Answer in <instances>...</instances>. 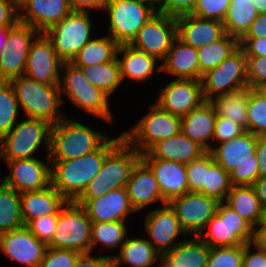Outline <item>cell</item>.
Listing matches in <instances>:
<instances>
[{
  "label": "cell",
  "instance_id": "cell-32",
  "mask_svg": "<svg viewBox=\"0 0 266 267\" xmlns=\"http://www.w3.org/2000/svg\"><path fill=\"white\" fill-rule=\"evenodd\" d=\"M111 265L120 267L121 263L129 267H154V263L160 260V253L152 246L148 239L126 238L120 247L119 255H108Z\"/></svg>",
  "mask_w": 266,
  "mask_h": 267
},
{
  "label": "cell",
  "instance_id": "cell-38",
  "mask_svg": "<svg viewBox=\"0 0 266 267\" xmlns=\"http://www.w3.org/2000/svg\"><path fill=\"white\" fill-rule=\"evenodd\" d=\"M231 187L229 172L215 162L212 154L207 151L205 153V184L199 193L224 202Z\"/></svg>",
  "mask_w": 266,
  "mask_h": 267
},
{
  "label": "cell",
  "instance_id": "cell-23",
  "mask_svg": "<svg viewBox=\"0 0 266 267\" xmlns=\"http://www.w3.org/2000/svg\"><path fill=\"white\" fill-rule=\"evenodd\" d=\"M75 202L84 207L92 222H125L127 215L136 212L130 204L126 188L111 190L95 199Z\"/></svg>",
  "mask_w": 266,
  "mask_h": 267
},
{
  "label": "cell",
  "instance_id": "cell-36",
  "mask_svg": "<svg viewBox=\"0 0 266 267\" xmlns=\"http://www.w3.org/2000/svg\"><path fill=\"white\" fill-rule=\"evenodd\" d=\"M250 88L216 96L211 100L219 116L229 118L247 131V108Z\"/></svg>",
  "mask_w": 266,
  "mask_h": 267
},
{
  "label": "cell",
  "instance_id": "cell-40",
  "mask_svg": "<svg viewBox=\"0 0 266 267\" xmlns=\"http://www.w3.org/2000/svg\"><path fill=\"white\" fill-rule=\"evenodd\" d=\"M76 67L82 70L83 75L91 84L100 88L108 96L111 95L123 81L117 58L110 62L96 64L94 66Z\"/></svg>",
  "mask_w": 266,
  "mask_h": 267
},
{
  "label": "cell",
  "instance_id": "cell-2",
  "mask_svg": "<svg viewBox=\"0 0 266 267\" xmlns=\"http://www.w3.org/2000/svg\"><path fill=\"white\" fill-rule=\"evenodd\" d=\"M257 139L256 135L245 131L209 151L214 161L229 172L232 186H252L259 178L255 154Z\"/></svg>",
  "mask_w": 266,
  "mask_h": 267
},
{
  "label": "cell",
  "instance_id": "cell-12",
  "mask_svg": "<svg viewBox=\"0 0 266 267\" xmlns=\"http://www.w3.org/2000/svg\"><path fill=\"white\" fill-rule=\"evenodd\" d=\"M201 83L205 101L247 88V57L244 50L239 46L216 68L203 74Z\"/></svg>",
  "mask_w": 266,
  "mask_h": 267
},
{
  "label": "cell",
  "instance_id": "cell-56",
  "mask_svg": "<svg viewBox=\"0 0 266 267\" xmlns=\"http://www.w3.org/2000/svg\"><path fill=\"white\" fill-rule=\"evenodd\" d=\"M111 258L109 256H93L90 253H82L78 256L74 267H109Z\"/></svg>",
  "mask_w": 266,
  "mask_h": 267
},
{
  "label": "cell",
  "instance_id": "cell-61",
  "mask_svg": "<svg viewBox=\"0 0 266 267\" xmlns=\"http://www.w3.org/2000/svg\"><path fill=\"white\" fill-rule=\"evenodd\" d=\"M253 243L266 253V231L254 230Z\"/></svg>",
  "mask_w": 266,
  "mask_h": 267
},
{
  "label": "cell",
  "instance_id": "cell-54",
  "mask_svg": "<svg viewBox=\"0 0 266 267\" xmlns=\"http://www.w3.org/2000/svg\"><path fill=\"white\" fill-rule=\"evenodd\" d=\"M255 247V253L250 248ZM242 267H266V253L253 242L243 245Z\"/></svg>",
  "mask_w": 266,
  "mask_h": 267
},
{
  "label": "cell",
  "instance_id": "cell-29",
  "mask_svg": "<svg viewBox=\"0 0 266 267\" xmlns=\"http://www.w3.org/2000/svg\"><path fill=\"white\" fill-rule=\"evenodd\" d=\"M67 200L52 186L38 191L20 193L21 217L26 226L31 220L59 214Z\"/></svg>",
  "mask_w": 266,
  "mask_h": 267
},
{
  "label": "cell",
  "instance_id": "cell-60",
  "mask_svg": "<svg viewBox=\"0 0 266 267\" xmlns=\"http://www.w3.org/2000/svg\"><path fill=\"white\" fill-rule=\"evenodd\" d=\"M252 187L258 197L262 207L266 206V176L259 177L253 184Z\"/></svg>",
  "mask_w": 266,
  "mask_h": 267
},
{
  "label": "cell",
  "instance_id": "cell-5",
  "mask_svg": "<svg viewBox=\"0 0 266 267\" xmlns=\"http://www.w3.org/2000/svg\"><path fill=\"white\" fill-rule=\"evenodd\" d=\"M141 154L123 140L106 158L98 174L76 200H91L111 190L125 188Z\"/></svg>",
  "mask_w": 266,
  "mask_h": 267
},
{
  "label": "cell",
  "instance_id": "cell-19",
  "mask_svg": "<svg viewBox=\"0 0 266 267\" xmlns=\"http://www.w3.org/2000/svg\"><path fill=\"white\" fill-rule=\"evenodd\" d=\"M10 174L2 181L19 193L43 190L51 185V165L38 158L5 161Z\"/></svg>",
  "mask_w": 266,
  "mask_h": 267
},
{
  "label": "cell",
  "instance_id": "cell-26",
  "mask_svg": "<svg viewBox=\"0 0 266 267\" xmlns=\"http://www.w3.org/2000/svg\"><path fill=\"white\" fill-rule=\"evenodd\" d=\"M176 18L177 37L196 49L221 39L225 34L223 22L202 19L191 14Z\"/></svg>",
  "mask_w": 266,
  "mask_h": 267
},
{
  "label": "cell",
  "instance_id": "cell-39",
  "mask_svg": "<svg viewBox=\"0 0 266 267\" xmlns=\"http://www.w3.org/2000/svg\"><path fill=\"white\" fill-rule=\"evenodd\" d=\"M22 226L20 193L0 181V235Z\"/></svg>",
  "mask_w": 266,
  "mask_h": 267
},
{
  "label": "cell",
  "instance_id": "cell-6",
  "mask_svg": "<svg viewBox=\"0 0 266 267\" xmlns=\"http://www.w3.org/2000/svg\"><path fill=\"white\" fill-rule=\"evenodd\" d=\"M61 72L59 84L61 94L65 93L76 107L82 108L85 112L112 122L107 94L91 84L82 70L71 62H63Z\"/></svg>",
  "mask_w": 266,
  "mask_h": 267
},
{
  "label": "cell",
  "instance_id": "cell-4",
  "mask_svg": "<svg viewBox=\"0 0 266 267\" xmlns=\"http://www.w3.org/2000/svg\"><path fill=\"white\" fill-rule=\"evenodd\" d=\"M9 82L27 118L45 120L54 125L65 117L58 108L64 102L60 98L59 85L40 83L25 75L13 78Z\"/></svg>",
  "mask_w": 266,
  "mask_h": 267
},
{
  "label": "cell",
  "instance_id": "cell-41",
  "mask_svg": "<svg viewBox=\"0 0 266 267\" xmlns=\"http://www.w3.org/2000/svg\"><path fill=\"white\" fill-rule=\"evenodd\" d=\"M239 47V40L227 33L215 42L198 48L200 75L216 68Z\"/></svg>",
  "mask_w": 266,
  "mask_h": 267
},
{
  "label": "cell",
  "instance_id": "cell-49",
  "mask_svg": "<svg viewBox=\"0 0 266 267\" xmlns=\"http://www.w3.org/2000/svg\"><path fill=\"white\" fill-rule=\"evenodd\" d=\"M80 254L73 250L48 247L39 267H74Z\"/></svg>",
  "mask_w": 266,
  "mask_h": 267
},
{
  "label": "cell",
  "instance_id": "cell-51",
  "mask_svg": "<svg viewBox=\"0 0 266 267\" xmlns=\"http://www.w3.org/2000/svg\"><path fill=\"white\" fill-rule=\"evenodd\" d=\"M188 189L190 192H199L205 184V154L186 164Z\"/></svg>",
  "mask_w": 266,
  "mask_h": 267
},
{
  "label": "cell",
  "instance_id": "cell-48",
  "mask_svg": "<svg viewBox=\"0 0 266 267\" xmlns=\"http://www.w3.org/2000/svg\"><path fill=\"white\" fill-rule=\"evenodd\" d=\"M246 57L248 87L254 89L266 88V56Z\"/></svg>",
  "mask_w": 266,
  "mask_h": 267
},
{
  "label": "cell",
  "instance_id": "cell-46",
  "mask_svg": "<svg viewBox=\"0 0 266 267\" xmlns=\"http://www.w3.org/2000/svg\"><path fill=\"white\" fill-rule=\"evenodd\" d=\"M230 0H196L190 13L202 19H214L223 22L229 8Z\"/></svg>",
  "mask_w": 266,
  "mask_h": 267
},
{
  "label": "cell",
  "instance_id": "cell-35",
  "mask_svg": "<svg viewBox=\"0 0 266 267\" xmlns=\"http://www.w3.org/2000/svg\"><path fill=\"white\" fill-rule=\"evenodd\" d=\"M258 15L253 0H230L228 12L223 21L225 32L240 40Z\"/></svg>",
  "mask_w": 266,
  "mask_h": 267
},
{
  "label": "cell",
  "instance_id": "cell-42",
  "mask_svg": "<svg viewBox=\"0 0 266 267\" xmlns=\"http://www.w3.org/2000/svg\"><path fill=\"white\" fill-rule=\"evenodd\" d=\"M127 226L125 222H92L90 252L101 243L105 248H116L122 246L126 240ZM120 245V246H119Z\"/></svg>",
  "mask_w": 266,
  "mask_h": 267
},
{
  "label": "cell",
  "instance_id": "cell-33",
  "mask_svg": "<svg viewBox=\"0 0 266 267\" xmlns=\"http://www.w3.org/2000/svg\"><path fill=\"white\" fill-rule=\"evenodd\" d=\"M210 247L198 236L183 240L162 257L168 262V267H206Z\"/></svg>",
  "mask_w": 266,
  "mask_h": 267
},
{
  "label": "cell",
  "instance_id": "cell-27",
  "mask_svg": "<svg viewBox=\"0 0 266 267\" xmlns=\"http://www.w3.org/2000/svg\"><path fill=\"white\" fill-rule=\"evenodd\" d=\"M156 71H166L176 79L201 80L198 50L176 37Z\"/></svg>",
  "mask_w": 266,
  "mask_h": 267
},
{
  "label": "cell",
  "instance_id": "cell-45",
  "mask_svg": "<svg viewBox=\"0 0 266 267\" xmlns=\"http://www.w3.org/2000/svg\"><path fill=\"white\" fill-rule=\"evenodd\" d=\"M243 245L211 247L206 267H242Z\"/></svg>",
  "mask_w": 266,
  "mask_h": 267
},
{
  "label": "cell",
  "instance_id": "cell-16",
  "mask_svg": "<svg viewBox=\"0 0 266 267\" xmlns=\"http://www.w3.org/2000/svg\"><path fill=\"white\" fill-rule=\"evenodd\" d=\"M177 37L176 18L155 13L138 31L131 46L162 61Z\"/></svg>",
  "mask_w": 266,
  "mask_h": 267
},
{
  "label": "cell",
  "instance_id": "cell-64",
  "mask_svg": "<svg viewBox=\"0 0 266 267\" xmlns=\"http://www.w3.org/2000/svg\"><path fill=\"white\" fill-rule=\"evenodd\" d=\"M8 37V28H0V53L6 43Z\"/></svg>",
  "mask_w": 266,
  "mask_h": 267
},
{
  "label": "cell",
  "instance_id": "cell-17",
  "mask_svg": "<svg viewBox=\"0 0 266 267\" xmlns=\"http://www.w3.org/2000/svg\"><path fill=\"white\" fill-rule=\"evenodd\" d=\"M62 64L51 41L39 33L31 42L24 75L40 83L59 85Z\"/></svg>",
  "mask_w": 266,
  "mask_h": 267
},
{
  "label": "cell",
  "instance_id": "cell-59",
  "mask_svg": "<svg viewBox=\"0 0 266 267\" xmlns=\"http://www.w3.org/2000/svg\"><path fill=\"white\" fill-rule=\"evenodd\" d=\"M72 11H89V9H102L106 0H68Z\"/></svg>",
  "mask_w": 266,
  "mask_h": 267
},
{
  "label": "cell",
  "instance_id": "cell-66",
  "mask_svg": "<svg viewBox=\"0 0 266 267\" xmlns=\"http://www.w3.org/2000/svg\"><path fill=\"white\" fill-rule=\"evenodd\" d=\"M160 265L159 267H168V262L161 256L160 257Z\"/></svg>",
  "mask_w": 266,
  "mask_h": 267
},
{
  "label": "cell",
  "instance_id": "cell-24",
  "mask_svg": "<svg viewBox=\"0 0 266 267\" xmlns=\"http://www.w3.org/2000/svg\"><path fill=\"white\" fill-rule=\"evenodd\" d=\"M141 159L153 171L163 198L167 202L189 192L186 164L150 158L146 153H141Z\"/></svg>",
  "mask_w": 266,
  "mask_h": 267
},
{
  "label": "cell",
  "instance_id": "cell-14",
  "mask_svg": "<svg viewBox=\"0 0 266 267\" xmlns=\"http://www.w3.org/2000/svg\"><path fill=\"white\" fill-rule=\"evenodd\" d=\"M168 204L175 211L184 232L198 236L216 214L220 202L202 193L189 191L173 198Z\"/></svg>",
  "mask_w": 266,
  "mask_h": 267
},
{
  "label": "cell",
  "instance_id": "cell-20",
  "mask_svg": "<svg viewBox=\"0 0 266 267\" xmlns=\"http://www.w3.org/2000/svg\"><path fill=\"white\" fill-rule=\"evenodd\" d=\"M144 228L152 246L163 255L182 241H175L178 235H186L175 211L167 203L145 216Z\"/></svg>",
  "mask_w": 266,
  "mask_h": 267
},
{
  "label": "cell",
  "instance_id": "cell-31",
  "mask_svg": "<svg viewBox=\"0 0 266 267\" xmlns=\"http://www.w3.org/2000/svg\"><path fill=\"white\" fill-rule=\"evenodd\" d=\"M122 55V59L118 58ZM117 60L120 65L122 80L129 78L131 80L143 81L152 76L156 69V57L132 47L130 44L120 45L117 50Z\"/></svg>",
  "mask_w": 266,
  "mask_h": 267
},
{
  "label": "cell",
  "instance_id": "cell-55",
  "mask_svg": "<svg viewBox=\"0 0 266 267\" xmlns=\"http://www.w3.org/2000/svg\"><path fill=\"white\" fill-rule=\"evenodd\" d=\"M239 46L246 56H266V37L241 38Z\"/></svg>",
  "mask_w": 266,
  "mask_h": 267
},
{
  "label": "cell",
  "instance_id": "cell-8",
  "mask_svg": "<svg viewBox=\"0 0 266 267\" xmlns=\"http://www.w3.org/2000/svg\"><path fill=\"white\" fill-rule=\"evenodd\" d=\"M180 131L181 118L155 103L149 105V112L134 127L122 134L123 139L141 154L155 143L173 137Z\"/></svg>",
  "mask_w": 266,
  "mask_h": 267
},
{
  "label": "cell",
  "instance_id": "cell-9",
  "mask_svg": "<svg viewBox=\"0 0 266 267\" xmlns=\"http://www.w3.org/2000/svg\"><path fill=\"white\" fill-rule=\"evenodd\" d=\"M92 221L82 205L67 201L58 215V223L50 248L90 253Z\"/></svg>",
  "mask_w": 266,
  "mask_h": 267
},
{
  "label": "cell",
  "instance_id": "cell-11",
  "mask_svg": "<svg viewBox=\"0 0 266 267\" xmlns=\"http://www.w3.org/2000/svg\"><path fill=\"white\" fill-rule=\"evenodd\" d=\"M89 14V11H71L44 33L63 62H71L81 48L92 39Z\"/></svg>",
  "mask_w": 266,
  "mask_h": 267
},
{
  "label": "cell",
  "instance_id": "cell-7",
  "mask_svg": "<svg viewBox=\"0 0 266 267\" xmlns=\"http://www.w3.org/2000/svg\"><path fill=\"white\" fill-rule=\"evenodd\" d=\"M52 124L45 120L26 118L0 139V157L4 161L34 158V153L45 141L47 156L50 153Z\"/></svg>",
  "mask_w": 266,
  "mask_h": 267
},
{
  "label": "cell",
  "instance_id": "cell-62",
  "mask_svg": "<svg viewBox=\"0 0 266 267\" xmlns=\"http://www.w3.org/2000/svg\"><path fill=\"white\" fill-rule=\"evenodd\" d=\"M254 230H265L266 231V206L261 208L260 218ZM258 228V229H257Z\"/></svg>",
  "mask_w": 266,
  "mask_h": 267
},
{
  "label": "cell",
  "instance_id": "cell-44",
  "mask_svg": "<svg viewBox=\"0 0 266 267\" xmlns=\"http://www.w3.org/2000/svg\"><path fill=\"white\" fill-rule=\"evenodd\" d=\"M247 131L256 136L266 133V91L264 89L250 88Z\"/></svg>",
  "mask_w": 266,
  "mask_h": 267
},
{
  "label": "cell",
  "instance_id": "cell-37",
  "mask_svg": "<svg viewBox=\"0 0 266 267\" xmlns=\"http://www.w3.org/2000/svg\"><path fill=\"white\" fill-rule=\"evenodd\" d=\"M224 202L256 227L262 206L252 186H232Z\"/></svg>",
  "mask_w": 266,
  "mask_h": 267
},
{
  "label": "cell",
  "instance_id": "cell-65",
  "mask_svg": "<svg viewBox=\"0 0 266 267\" xmlns=\"http://www.w3.org/2000/svg\"><path fill=\"white\" fill-rule=\"evenodd\" d=\"M253 1L257 7L259 14L266 13V0H253Z\"/></svg>",
  "mask_w": 266,
  "mask_h": 267
},
{
  "label": "cell",
  "instance_id": "cell-47",
  "mask_svg": "<svg viewBox=\"0 0 266 267\" xmlns=\"http://www.w3.org/2000/svg\"><path fill=\"white\" fill-rule=\"evenodd\" d=\"M59 214H50L31 220L26 227L41 242L48 245L54 235Z\"/></svg>",
  "mask_w": 266,
  "mask_h": 267
},
{
  "label": "cell",
  "instance_id": "cell-50",
  "mask_svg": "<svg viewBox=\"0 0 266 267\" xmlns=\"http://www.w3.org/2000/svg\"><path fill=\"white\" fill-rule=\"evenodd\" d=\"M246 130L239 124L230 120L229 118H225L217 115L216 113V121L214 127V135L213 140L219 143L229 141L239 135H241Z\"/></svg>",
  "mask_w": 266,
  "mask_h": 267
},
{
  "label": "cell",
  "instance_id": "cell-34",
  "mask_svg": "<svg viewBox=\"0 0 266 267\" xmlns=\"http://www.w3.org/2000/svg\"><path fill=\"white\" fill-rule=\"evenodd\" d=\"M119 46L109 35L101 38H92L75 55L71 63L75 66H94L110 62L117 58Z\"/></svg>",
  "mask_w": 266,
  "mask_h": 267
},
{
  "label": "cell",
  "instance_id": "cell-30",
  "mask_svg": "<svg viewBox=\"0 0 266 267\" xmlns=\"http://www.w3.org/2000/svg\"><path fill=\"white\" fill-rule=\"evenodd\" d=\"M207 151L188 138L182 131L173 137L155 143L147 152L150 158L175 161L182 164L200 158Z\"/></svg>",
  "mask_w": 266,
  "mask_h": 267
},
{
  "label": "cell",
  "instance_id": "cell-15",
  "mask_svg": "<svg viewBox=\"0 0 266 267\" xmlns=\"http://www.w3.org/2000/svg\"><path fill=\"white\" fill-rule=\"evenodd\" d=\"M38 34L34 28L20 22L8 28V37L0 53V81L24 75L31 42Z\"/></svg>",
  "mask_w": 266,
  "mask_h": 267
},
{
  "label": "cell",
  "instance_id": "cell-52",
  "mask_svg": "<svg viewBox=\"0 0 266 267\" xmlns=\"http://www.w3.org/2000/svg\"><path fill=\"white\" fill-rule=\"evenodd\" d=\"M196 4V0H159V13L177 17L190 14Z\"/></svg>",
  "mask_w": 266,
  "mask_h": 267
},
{
  "label": "cell",
  "instance_id": "cell-22",
  "mask_svg": "<svg viewBox=\"0 0 266 267\" xmlns=\"http://www.w3.org/2000/svg\"><path fill=\"white\" fill-rule=\"evenodd\" d=\"M18 10L19 22L38 33H45L72 11L68 0H20Z\"/></svg>",
  "mask_w": 266,
  "mask_h": 267
},
{
  "label": "cell",
  "instance_id": "cell-1",
  "mask_svg": "<svg viewBox=\"0 0 266 267\" xmlns=\"http://www.w3.org/2000/svg\"><path fill=\"white\" fill-rule=\"evenodd\" d=\"M109 138L92 153L66 161H50L51 185L67 200L75 201L102 168L105 158L123 141Z\"/></svg>",
  "mask_w": 266,
  "mask_h": 267
},
{
  "label": "cell",
  "instance_id": "cell-25",
  "mask_svg": "<svg viewBox=\"0 0 266 267\" xmlns=\"http://www.w3.org/2000/svg\"><path fill=\"white\" fill-rule=\"evenodd\" d=\"M125 188L136 212L156 201H161L163 205L168 203L163 198L153 171L142 159L133 167Z\"/></svg>",
  "mask_w": 266,
  "mask_h": 267
},
{
  "label": "cell",
  "instance_id": "cell-57",
  "mask_svg": "<svg viewBox=\"0 0 266 267\" xmlns=\"http://www.w3.org/2000/svg\"><path fill=\"white\" fill-rule=\"evenodd\" d=\"M255 149L256 160L258 163L259 177L266 176V133L257 136Z\"/></svg>",
  "mask_w": 266,
  "mask_h": 267
},
{
  "label": "cell",
  "instance_id": "cell-13",
  "mask_svg": "<svg viewBox=\"0 0 266 267\" xmlns=\"http://www.w3.org/2000/svg\"><path fill=\"white\" fill-rule=\"evenodd\" d=\"M109 12L108 34L119 45L131 44L140 28L156 13L152 8L132 0H106Z\"/></svg>",
  "mask_w": 266,
  "mask_h": 267
},
{
  "label": "cell",
  "instance_id": "cell-58",
  "mask_svg": "<svg viewBox=\"0 0 266 267\" xmlns=\"http://www.w3.org/2000/svg\"><path fill=\"white\" fill-rule=\"evenodd\" d=\"M266 37V13L259 14L242 38Z\"/></svg>",
  "mask_w": 266,
  "mask_h": 267
},
{
  "label": "cell",
  "instance_id": "cell-28",
  "mask_svg": "<svg viewBox=\"0 0 266 267\" xmlns=\"http://www.w3.org/2000/svg\"><path fill=\"white\" fill-rule=\"evenodd\" d=\"M215 121V107L211 101H205L181 118V131L206 151H210L214 144H209L208 140H213Z\"/></svg>",
  "mask_w": 266,
  "mask_h": 267
},
{
  "label": "cell",
  "instance_id": "cell-18",
  "mask_svg": "<svg viewBox=\"0 0 266 267\" xmlns=\"http://www.w3.org/2000/svg\"><path fill=\"white\" fill-rule=\"evenodd\" d=\"M205 102L201 80L174 79L161 89L155 103L167 112L184 117Z\"/></svg>",
  "mask_w": 266,
  "mask_h": 267
},
{
  "label": "cell",
  "instance_id": "cell-3",
  "mask_svg": "<svg viewBox=\"0 0 266 267\" xmlns=\"http://www.w3.org/2000/svg\"><path fill=\"white\" fill-rule=\"evenodd\" d=\"M108 139L106 134L64 117L51 127L48 164L50 161H66L92 153Z\"/></svg>",
  "mask_w": 266,
  "mask_h": 267
},
{
  "label": "cell",
  "instance_id": "cell-53",
  "mask_svg": "<svg viewBox=\"0 0 266 267\" xmlns=\"http://www.w3.org/2000/svg\"><path fill=\"white\" fill-rule=\"evenodd\" d=\"M19 22L17 0H0V28H12Z\"/></svg>",
  "mask_w": 266,
  "mask_h": 267
},
{
  "label": "cell",
  "instance_id": "cell-21",
  "mask_svg": "<svg viewBox=\"0 0 266 267\" xmlns=\"http://www.w3.org/2000/svg\"><path fill=\"white\" fill-rule=\"evenodd\" d=\"M47 248L25 225L0 235V251L26 267H39Z\"/></svg>",
  "mask_w": 266,
  "mask_h": 267
},
{
  "label": "cell",
  "instance_id": "cell-63",
  "mask_svg": "<svg viewBox=\"0 0 266 267\" xmlns=\"http://www.w3.org/2000/svg\"><path fill=\"white\" fill-rule=\"evenodd\" d=\"M132 1L147 5L148 7L152 8L156 13H159V0H132Z\"/></svg>",
  "mask_w": 266,
  "mask_h": 267
},
{
  "label": "cell",
  "instance_id": "cell-43",
  "mask_svg": "<svg viewBox=\"0 0 266 267\" xmlns=\"http://www.w3.org/2000/svg\"><path fill=\"white\" fill-rule=\"evenodd\" d=\"M19 108V103L10 82L0 81V139L17 124Z\"/></svg>",
  "mask_w": 266,
  "mask_h": 267
},
{
  "label": "cell",
  "instance_id": "cell-10",
  "mask_svg": "<svg viewBox=\"0 0 266 267\" xmlns=\"http://www.w3.org/2000/svg\"><path fill=\"white\" fill-rule=\"evenodd\" d=\"M207 227L210 230L206 231ZM254 227L236 211L220 202L216 214L207 222L198 237L211 247L242 246L253 242Z\"/></svg>",
  "mask_w": 266,
  "mask_h": 267
}]
</instances>
